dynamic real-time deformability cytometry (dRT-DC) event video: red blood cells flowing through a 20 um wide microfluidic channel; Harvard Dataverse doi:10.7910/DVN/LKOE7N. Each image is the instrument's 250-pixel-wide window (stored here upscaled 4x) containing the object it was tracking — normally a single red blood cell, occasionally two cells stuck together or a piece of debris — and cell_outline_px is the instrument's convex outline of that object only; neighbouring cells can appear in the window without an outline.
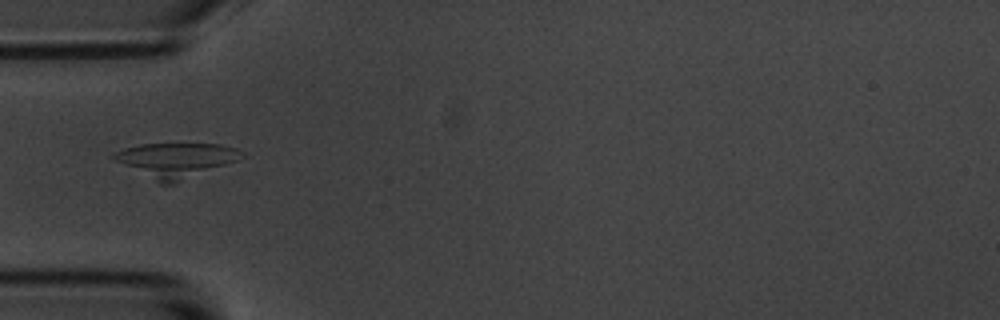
{"species": "common noctule bat (a hibernating species)", "species_latin": "Nyctalus noctula", "temperature_condition": "room temperature", "stored_images_in_passage": 11, "camera_frame_rate_fps": 3000, "um_per_image_px": 0.085, "animal": {"sex": "male", "body_mass_g": 20.1, "forearm_length_mm": 53.5}, "frame": {"image": 1, "passage_image": 5, "time_ms": 5.667, "image_size_px": [1000, 320], "cell_outline_px": [[248, 156], [240, 160], [176, 184], [160, 184], [116, 160], [112, 156], [112, 152], [124, 148], [140, 144], [220, 144], [236, 148]], "centroid_in_image_um": [15.02, 13.61], "position_along_channel_um": 70.0, "area_um2": 26.01}}
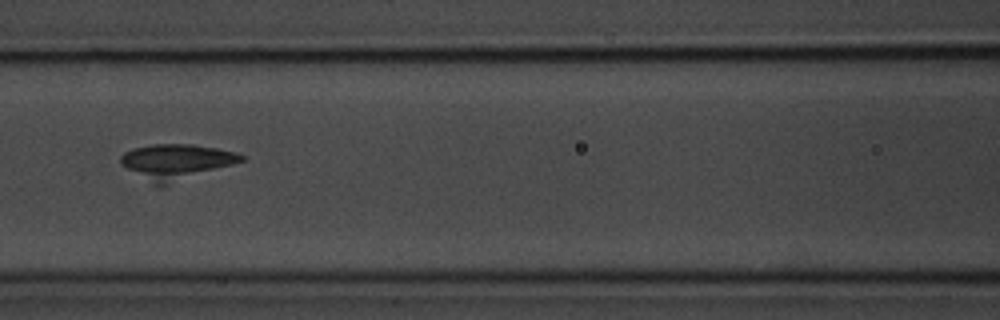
{"frame": {"image": 2, "passage_image": 7, "time_ms": 8.0, "image_size_px": [1000, 320], "cell_outline_px": [[244, 160], [160, 188], [152, 184], [120, 164], [120, 156], [124, 152], [136, 148], [152, 144], [192, 144], [216, 148], [236, 152], [244, 156]], "centroid_in_image_um": [14.95, 13.76], "position_along_channel_um": 151.7, "area_um2": 24.74}}
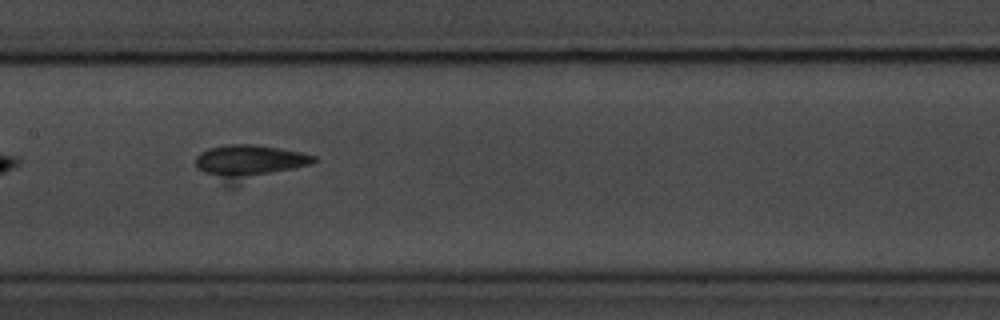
{"frame": {"image": 3, "passage_image": 8, "time_ms": 9.0, "image_size_px": [1000, 320], "cell_outline_px": [[316, 160], [312, 164], [236, 188], [224, 188], [204, 172], [196, 164], [196, 156], [200, 152], [208, 148], [228, 144], [256, 144], [280, 148], [300, 152], [316, 156]], "centroid_in_image_um": [21.16, 13.87], "position_along_channel_um": 186.2, "area_um2": 25.2}}